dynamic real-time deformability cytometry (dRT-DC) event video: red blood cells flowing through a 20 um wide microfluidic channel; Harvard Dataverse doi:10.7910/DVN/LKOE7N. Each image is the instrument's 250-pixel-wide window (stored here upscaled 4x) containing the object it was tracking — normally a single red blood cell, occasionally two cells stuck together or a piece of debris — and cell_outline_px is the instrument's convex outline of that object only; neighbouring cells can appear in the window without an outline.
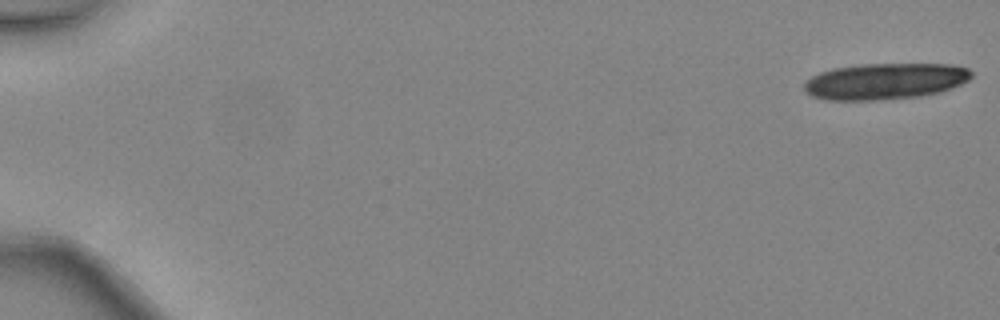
{"species": "common noctule bat (a hibernating species)", "species_latin": "Nyctalus noctula", "temperature_condition": "warm", "stored_images_in_passage": 18, "camera_frame_rate_fps": 3000, "um_per_image_px": 0.085, "animal": {"sex": "female", "body_mass_g": 24.6, "forearm_length_mm": 56.2}, "frame": {"image": 1, "passage_image": 1, "time_ms": 0.0, "image_size_px": [1000, 320], "cell_outline_px": [[972, 76], [968, 80], [960, 84], [940, 92], [920, 96], [876, 100], [824, 100], [812, 96], [804, 92], [804, 84], [812, 76], [820, 72], [832, 68], [860, 64], [952, 64], [968, 68], [972, 72]], "centroid_in_image_um": [75.21, 6.9], "position_along_channel_um": 9.8, "area_um2": 35.43}}